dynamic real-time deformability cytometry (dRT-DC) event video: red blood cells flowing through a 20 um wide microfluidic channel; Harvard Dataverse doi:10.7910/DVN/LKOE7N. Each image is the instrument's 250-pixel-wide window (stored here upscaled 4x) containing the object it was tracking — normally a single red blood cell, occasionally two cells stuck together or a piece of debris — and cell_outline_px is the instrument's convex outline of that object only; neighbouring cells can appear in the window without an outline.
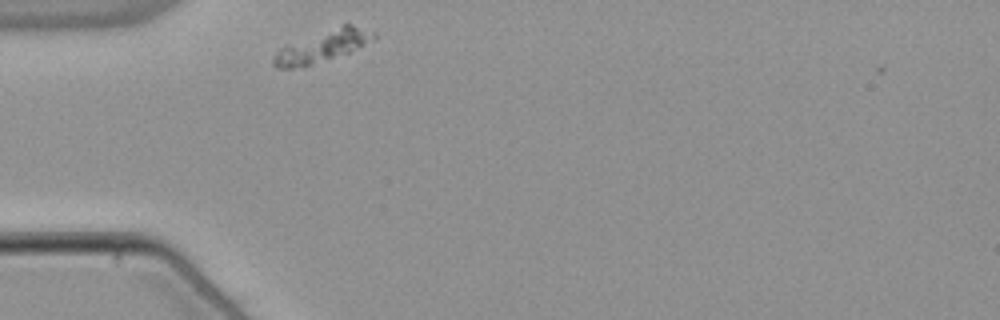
{"species": "common noctule bat (a hibernating species)", "species_latin": "Nyctalus noctula", "temperature_condition": "warm", "stored_images_in_passage": 2, "camera_frame_rate_fps": 3000, "um_per_image_px": 0.085, "animal": {"sex": "male", "body_mass_g": 21.5, "forearm_length_mm": 52.0}, "frame": {"image": 1, "passage_image": 1, "time_ms": 0.0, "image_size_px": [1000, 320], "cell_outline_px": [[376, 40], [348, 52], [304, 68], [276, 68], [272, 64], [272, 60], [276, 52], [284, 44], [344, 24], [352, 24], [376, 32]], "centroid_in_image_um": [27.4, 3.95], "position_along_channel_um": 57.6, "area_um2": 18.67}}